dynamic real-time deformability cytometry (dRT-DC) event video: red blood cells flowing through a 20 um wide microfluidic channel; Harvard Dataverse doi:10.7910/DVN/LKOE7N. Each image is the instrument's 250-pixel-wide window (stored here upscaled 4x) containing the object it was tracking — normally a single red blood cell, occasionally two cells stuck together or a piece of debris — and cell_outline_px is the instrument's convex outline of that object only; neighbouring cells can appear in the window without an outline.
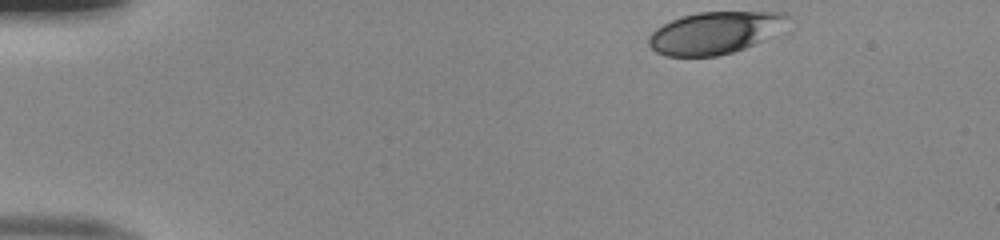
{"species": "human", "species_latin": "Homo sapiens", "temperature_condition": "room temperature", "stored_images_in_passage": 45, "camera_frame_rate_fps": 3000, "um_per_image_px": 0.085, "donor": {"sex": "male"}, "frame": {"image": 1, "passage_image": 1, "time_ms": 0.0, "image_size_px": [1000, 240], "cell_outline_px": [[792, 16], [760, 40], [744, 48], [732, 52], [716, 56], [668, 56], [656, 52], [648, 44], [648, 36], [656, 28], [672, 20], [684, 16], [700, 12], [788, 12]], "centroid_in_image_um": [60.66, 2.78], "position_along_channel_um": 24.3, "area_um2": 33.18}}
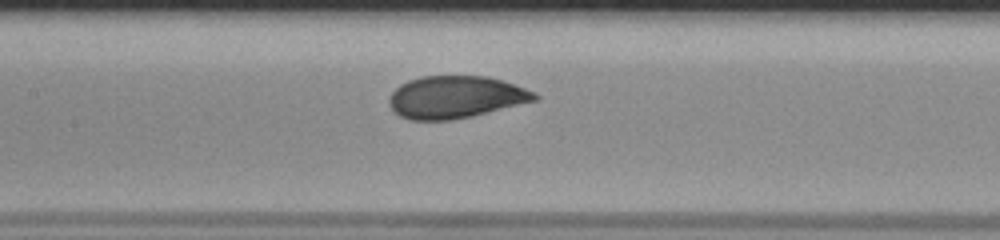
{"frame": {"image": 2, "passage_image": 19, "time_ms": 6.0, "image_size_px": [1000, 240], "cell_outline_px": [[540, 96], [536, 100], [472, 116], [452, 120], [408, 120], [400, 116], [388, 104], [388, 100], [392, 92], [400, 84], [408, 80], [424, 76], [488, 76], [536, 92]], "centroid_in_image_um": [38.7, 8.26], "position_along_channel_um": 168.7, "area_um2": 35.72}}
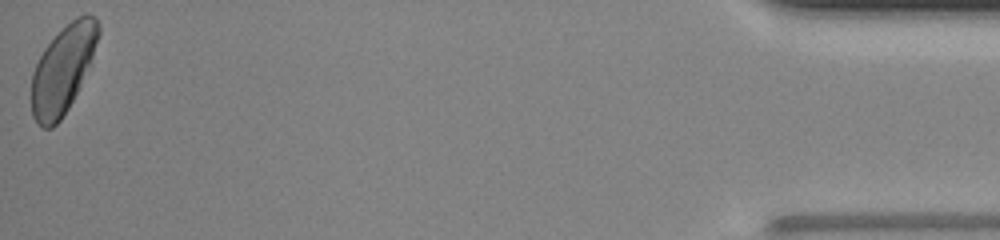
{"frame": {"image": 3, "passage_image": 45, "time_ms": 14.667, "image_size_px": [1000, 240], "cell_outline_px": [[100, 32], [92, 56], [80, 84], [68, 108], [60, 120], [52, 128], [44, 128], [32, 116], [32, 72], [44, 48], [76, 16], [84, 12], [88, 12], [96, 16], [100, 24]], "centroid_in_image_um": [5.35, 5.85], "position_along_channel_um": 429.8, "area_um2": 33.52}, "authors_computed_cell_mechanics": {"area_um2": 35.7782, "velocity_mm_per_s": 3.9979, "shape_relaxation_time_tau1_ms": 3.8226, "shape_relaxation_time_tau2_ms": null, "deformation_change_tau1": 0.1306, "deformation_change_tau2": null}}